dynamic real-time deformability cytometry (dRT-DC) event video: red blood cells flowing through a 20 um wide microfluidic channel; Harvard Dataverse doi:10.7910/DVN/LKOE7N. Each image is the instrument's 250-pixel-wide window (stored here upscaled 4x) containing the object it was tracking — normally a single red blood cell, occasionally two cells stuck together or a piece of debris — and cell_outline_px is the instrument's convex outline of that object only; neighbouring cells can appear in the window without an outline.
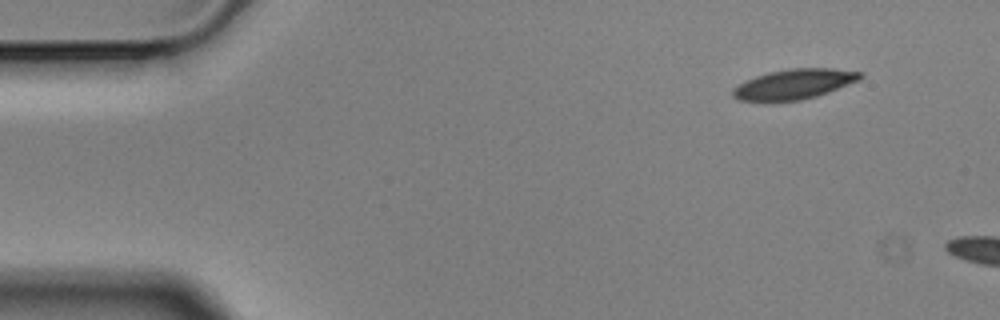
{"species": "Egyptian fruit bat (a non-hibernating species)", "species_latin": "Rousettus aegyptiacus", "temperature_condition": "cold", "stored_images_in_passage": 3, "camera_frame_rate_fps": 3000, "um_per_image_px": 0.085, "animal": {"sex": "male"}, "frame": {"image": 1, "passage_image": 1, "time_ms": 0.0, "image_size_px": [1000, 320], "cell_outline_px": [[864, 76], [860, 80], [828, 92], [816, 96], [800, 100], [736, 100], [732, 96], [732, 88], [756, 76], [768, 72], [792, 68], [832, 68], [864, 72]], "centroid_in_image_um": [67.55, 7.13], "position_along_channel_um": 17.4, "area_um2": 22.08}}